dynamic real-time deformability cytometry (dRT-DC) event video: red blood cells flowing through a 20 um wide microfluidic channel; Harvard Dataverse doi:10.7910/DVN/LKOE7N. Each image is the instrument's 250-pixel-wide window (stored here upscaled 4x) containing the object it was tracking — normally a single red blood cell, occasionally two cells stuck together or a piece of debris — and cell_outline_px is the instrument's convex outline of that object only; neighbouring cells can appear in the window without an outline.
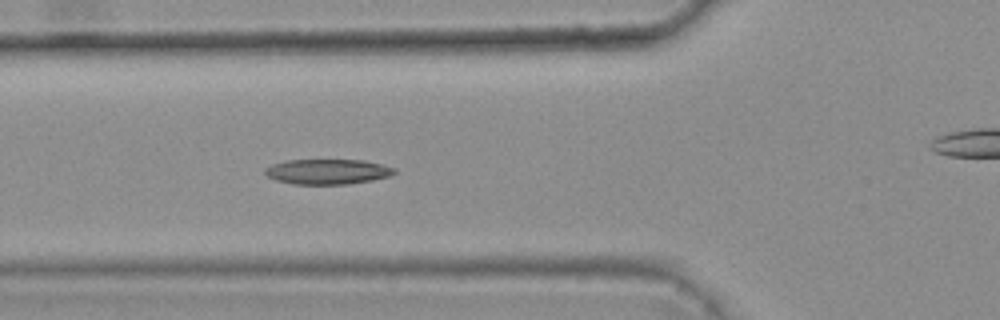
{"species": "common noctule bat (a hibernating species)", "species_latin": "Nyctalus noctula", "temperature_condition": "warm", "stored_images_in_passage": 6, "segment_of_instrument_passage": [1, 2], "camera_frame_rate_fps": 3000, "um_per_image_px": 0.085, "animal": {"sex": "female", "body_mass_g": 25.1}, "frame": {"image": 1, "passage_image": 5, "time_ms": 1.333, "image_size_px": [1000, 320], "cell_outline_px": [[396, 172], [392, 176], [372, 180], [348, 184], [292, 184], [276, 180], [268, 176], [264, 172], [264, 168], [272, 164], [284, 160], [364, 160], [384, 164], [396, 168]], "centroid_in_image_um": [27.87, 14.58], "position_along_channel_um": 97.9, "area_um2": 19.19}}